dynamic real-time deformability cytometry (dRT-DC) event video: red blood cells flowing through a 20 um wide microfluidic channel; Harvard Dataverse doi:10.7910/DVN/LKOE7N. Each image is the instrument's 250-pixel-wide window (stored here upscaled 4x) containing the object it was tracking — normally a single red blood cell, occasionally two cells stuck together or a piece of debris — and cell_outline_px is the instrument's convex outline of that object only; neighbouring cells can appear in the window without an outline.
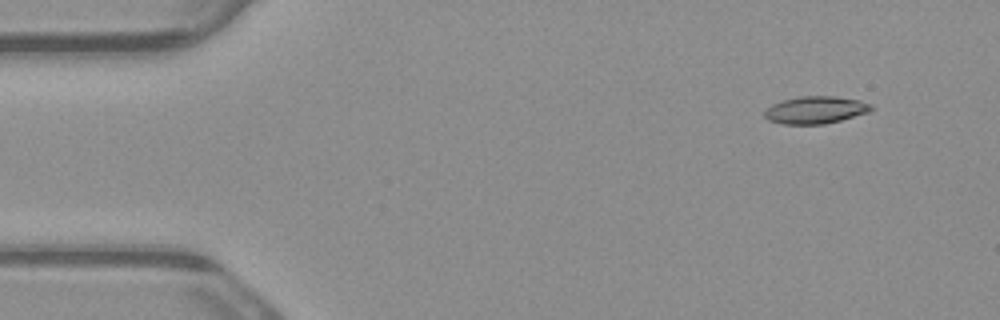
{"species": "common noctule bat (a hibernating species)", "species_latin": "Nyctalus noctula", "temperature_condition": "warm", "stored_images_in_passage": 5, "camera_frame_rate_fps": 3000, "um_per_image_px": 0.085, "animal": {"sex": "male", "body_mass_g": 23.1, "forearm_length_mm": 52.7}, "frame": {"image": 1, "passage_image": 2, "time_ms": 0.333, "image_size_px": [1000, 320], "cell_outline_px": [[876, 108], [868, 112], [840, 120], [824, 124], [780, 124], [768, 120], [764, 116], [764, 108], [772, 104], [784, 100], [800, 96], [836, 96], [860, 100], [872, 104]], "centroid_in_image_um": [69.31, 9.34], "position_along_channel_um": 15.7, "area_um2": 17.17}}
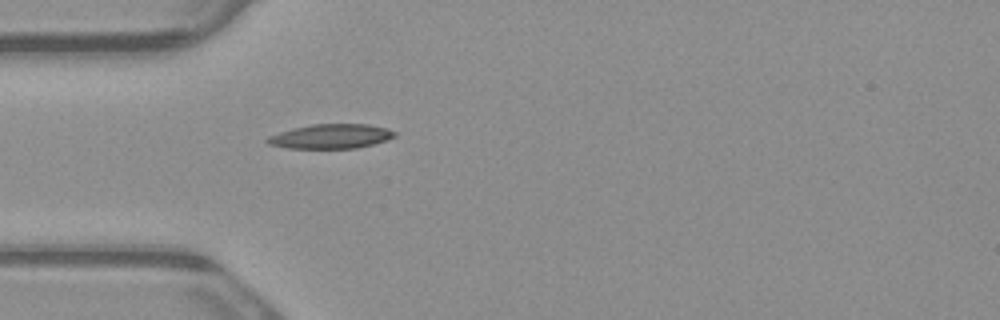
{"frame": {"image": 2, "passage_image": 5, "time_ms": 1.333, "image_size_px": [1000, 320], "cell_outline_px": [[396, 136], [388, 140], [356, 148], [288, 148], [268, 144], [264, 140], [268, 136], [292, 128], [312, 124], [368, 124], [388, 128], [396, 132]], "centroid_in_image_um": [28.13, 11.58], "position_along_channel_um": 56.9, "area_um2": 18.21}}